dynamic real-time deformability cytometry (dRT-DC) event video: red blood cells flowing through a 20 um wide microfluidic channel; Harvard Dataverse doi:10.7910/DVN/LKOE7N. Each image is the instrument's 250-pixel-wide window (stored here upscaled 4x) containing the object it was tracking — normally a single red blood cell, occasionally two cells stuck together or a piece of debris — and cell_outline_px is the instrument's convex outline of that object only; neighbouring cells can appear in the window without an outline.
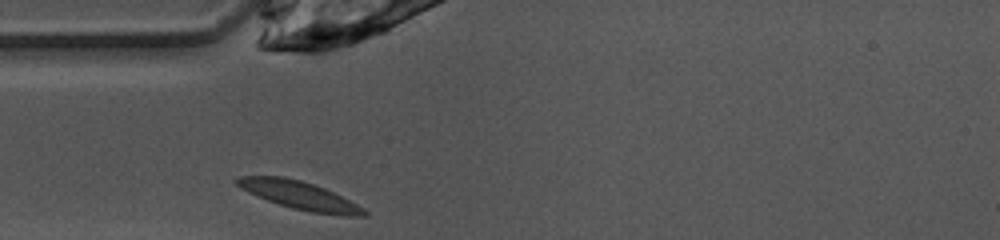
{"species": "common noctule bat (a hibernating species)", "species_latin": "Nyctalus noctula", "temperature_condition": "warm", "stored_images_in_passage": 25, "camera_frame_rate_fps": 3000, "um_per_image_px": 0.085, "animal": {"sex": "female", "body_mass_g": 10.0, "forearm_length_mm": 53.1}, "frame": {"image": 1, "passage_image": 1, "time_ms": 0.0, "image_size_px": [1000, 240], "cell_outline_px": [[368, 216], [344, 216], [312, 212], [292, 208], [268, 200], [248, 192], [240, 188], [236, 184], [236, 180], [240, 176], [284, 176], [300, 180], [324, 188], [364, 208], [368, 212]], "centroid_in_image_um": [25.47, 16.61], "position_along_channel_um": 59.5, "area_um2": 20.46}}
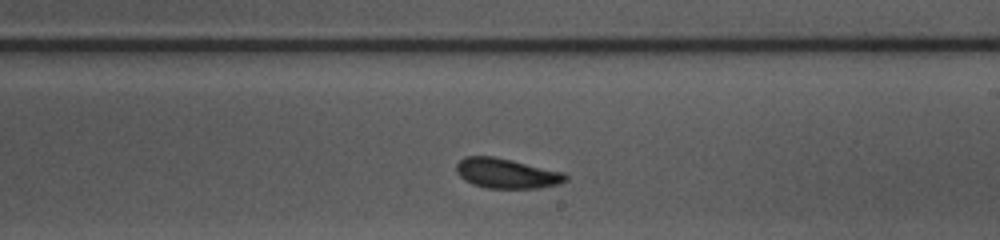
{"frame": {"image": 2, "passage_image": 15, "time_ms": 4.667, "image_size_px": [1000, 240], "cell_outline_px": [[568, 180], [560, 184], [536, 188], [488, 188], [472, 184], [464, 180], [456, 172], [456, 164], [464, 156], [492, 156], [512, 160], [564, 172], [568, 176]], "centroid_in_image_um": [43.06, 14.73], "position_along_channel_um": 245.9, "area_um2": 19.13}}
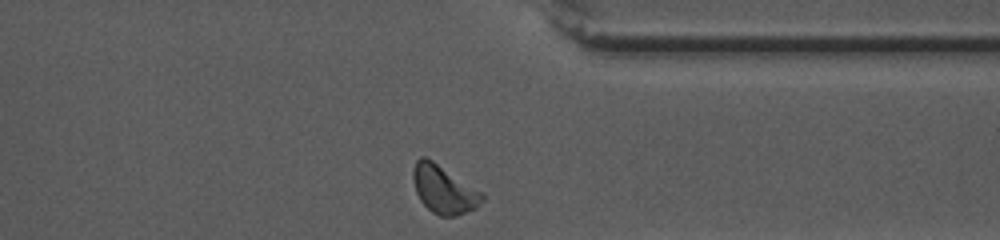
{"frame": {"image": 3, "passage_image": 25, "time_ms": 8.0, "image_size_px": [1000, 240], "cell_outline_px": [[484, 200], [476, 208], [456, 216], [440, 216], [432, 212], [420, 200], [416, 192], [412, 180], [412, 172], [416, 160], [420, 156], [424, 156], [432, 160], [484, 192]], "centroid_in_image_um": [37.73, 16.09], "position_along_channel_um": 373.7, "area_um2": 19.54}, "authors_computed_cell_mechanics": {"area_um2": 18.7272, "velocity_mm_per_s": 3.9838, "shape_relaxation_time_tau1_ms": 6.2, "shape_relaxation_time_tau2_ms": 1.9394, "deformation_change_tau1": 0.2084, "deformation_change_tau2": 0.0704}}